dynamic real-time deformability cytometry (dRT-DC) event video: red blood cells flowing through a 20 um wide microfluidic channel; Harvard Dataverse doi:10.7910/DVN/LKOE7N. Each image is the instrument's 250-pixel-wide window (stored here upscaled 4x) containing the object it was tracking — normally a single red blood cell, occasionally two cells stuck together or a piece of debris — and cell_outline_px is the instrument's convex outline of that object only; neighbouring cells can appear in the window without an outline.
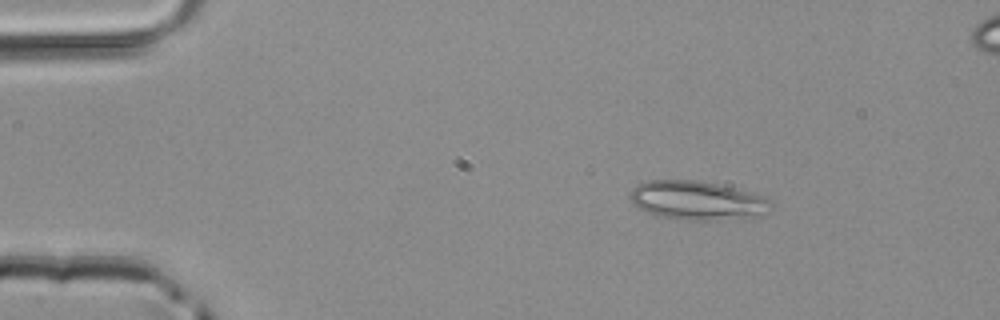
{"species": "common noctule bat (a hibernating species)", "species_latin": "Nyctalus noctula", "temperature_condition": "room temperature", "stored_images_in_passage": 44, "camera_frame_rate_fps": 3000, "um_per_image_px": 0.085, "animal": {"sex": "male", "body_mass_g": 20.4}, "frame": {"image": 1, "passage_image": 2, "time_ms": 0.333, "image_size_px": [1000, 320], "cell_outline_px": [[772, 204], [768, 212], [760, 216], [716, 220], [680, 220], [656, 216], [640, 208], [632, 200], [632, 188], [648, 180], [696, 180], [716, 184], [764, 196]], "centroid_in_image_um": [59.28, 17.05], "position_along_channel_um": 25.7, "area_um2": 31.56}}
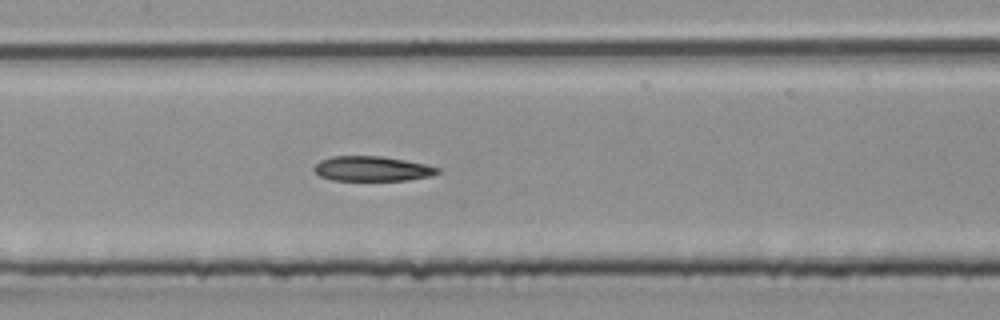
{"frame": {"image": 2, "passage_image": 18, "time_ms": 5.667, "image_size_px": [1000, 320], "cell_outline_px": [[440, 172], [432, 176], [404, 180], [332, 180], [320, 176], [312, 168], [320, 160], [332, 156], [380, 156], [404, 160], [424, 164], [440, 168]], "centroid_in_image_um": [31.62, 14.34], "position_along_channel_um": 175.8, "area_um2": 17.8}}
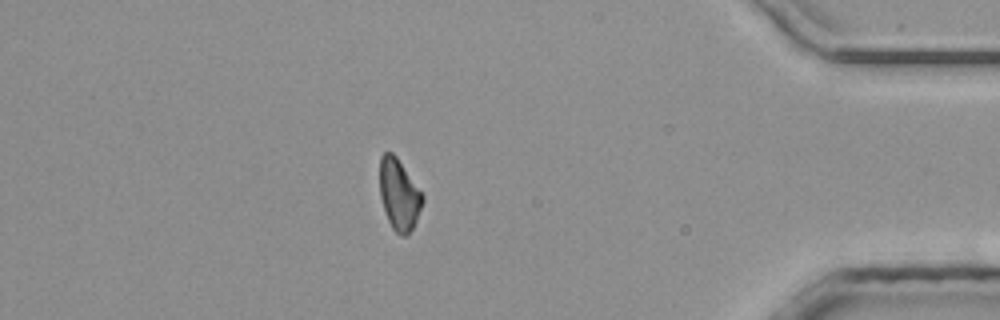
{"frame": {"image": 3, "passage_image": 37, "time_ms": 12.0, "image_size_px": [1000, 320], "cell_outline_px": [[424, 200], [416, 220], [408, 236], [400, 236], [392, 228], [388, 220], [380, 196], [380, 156], [384, 152], [392, 152], [396, 156], [424, 196]], "centroid_in_image_um": [33.91, 16.55], "position_along_channel_um": 401.3, "area_um2": 17.57}}